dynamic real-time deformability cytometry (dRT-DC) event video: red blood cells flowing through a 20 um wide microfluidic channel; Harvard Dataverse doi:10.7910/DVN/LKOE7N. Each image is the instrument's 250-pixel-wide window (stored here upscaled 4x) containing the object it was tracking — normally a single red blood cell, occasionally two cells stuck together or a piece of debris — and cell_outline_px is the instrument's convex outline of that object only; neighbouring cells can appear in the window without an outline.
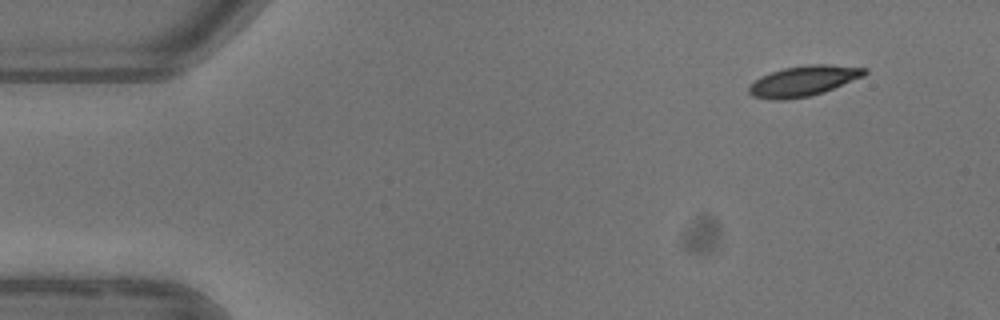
{"species": "common noctule bat (a hibernating species)", "species_latin": "Nyctalus noctula", "temperature_condition": "warm", "stored_images_in_passage": 4, "segment_of_instrument_passage": [1, 2], "camera_frame_rate_fps": 3000, "um_per_image_px": 0.085, "animal": {"sex": "female"}, "frame": {"image": 1, "passage_image": 1, "time_ms": 0.0, "image_size_px": [1000, 320], "cell_outline_px": [[868, 72], [864, 76], [824, 92], [808, 96], [784, 100], [776, 100], [752, 96], [748, 92], [748, 88], [760, 76], [784, 68], [808, 64], [828, 64], [868, 68]], "centroid_in_image_um": [68.32, 6.87], "position_along_channel_um": 16.7, "area_um2": 20.4}}